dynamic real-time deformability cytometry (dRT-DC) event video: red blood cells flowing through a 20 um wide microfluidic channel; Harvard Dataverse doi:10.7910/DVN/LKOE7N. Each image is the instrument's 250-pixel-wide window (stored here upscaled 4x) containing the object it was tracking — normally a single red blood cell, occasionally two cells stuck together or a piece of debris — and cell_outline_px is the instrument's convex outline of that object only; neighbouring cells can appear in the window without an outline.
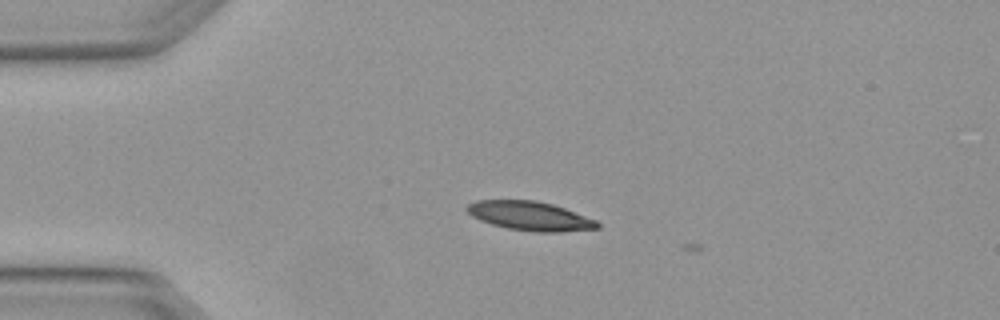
{"species": "Egyptian fruit bat (a non-hibernating species)", "species_latin": "Rousettus aegyptiacus", "temperature_condition": "warm", "stored_images_in_passage": 2, "camera_frame_rate_fps": 3000, "um_per_image_px": 0.085, "animal": {"sex": "female"}, "frame": {"image": 1, "passage_image": 1, "time_ms": 0.0, "image_size_px": [1000, 320], "cell_outline_px": [[600, 228], [560, 232], [536, 232], [508, 228], [492, 224], [480, 220], [472, 216], [464, 208], [468, 204], [476, 200], [536, 200], [552, 204], [564, 208], [596, 220], [600, 224]], "centroid_in_image_um": [45.04, 18.35], "position_along_channel_um": 40.0, "area_um2": 22.02}}